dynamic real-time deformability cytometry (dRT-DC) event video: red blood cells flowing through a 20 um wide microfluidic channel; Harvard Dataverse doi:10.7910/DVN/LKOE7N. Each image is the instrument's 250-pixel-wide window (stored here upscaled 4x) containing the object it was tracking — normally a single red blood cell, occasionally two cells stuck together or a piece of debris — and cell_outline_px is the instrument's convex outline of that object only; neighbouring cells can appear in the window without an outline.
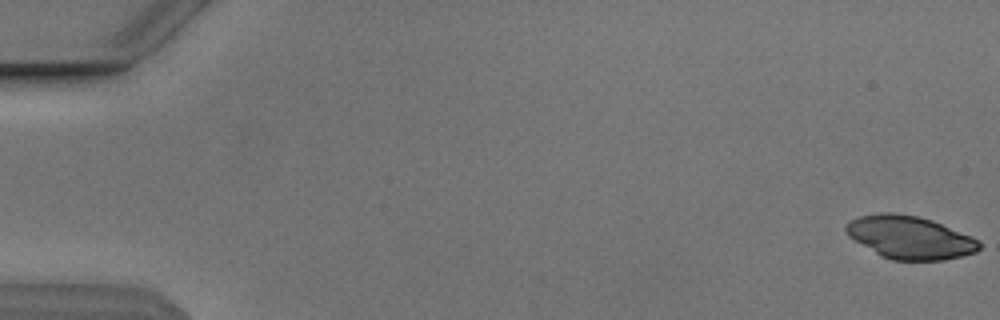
{"species": "Egyptian fruit bat (a non-hibernating species)", "species_latin": "Rousettus aegyptiacus", "temperature_condition": "cold", "stored_images_in_passage": 54, "camera_frame_rate_fps": 3000, "um_per_image_px": 0.085, "animal": {"sex": "male"}, "frame": {"image": 1, "passage_image": 1, "time_ms": 0.0, "image_size_px": [1000, 320], "cell_outline_px": [[980, 248], [976, 252], [944, 260], [892, 260], [880, 256], [848, 236], [844, 228], [852, 220], [860, 216], [880, 212], [892, 212], [916, 216], [932, 220], [972, 236], [980, 244]], "centroid_in_image_um": [77.32, 20.18], "position_along_channel_um": 7.7, "area_um2": 33.12}}